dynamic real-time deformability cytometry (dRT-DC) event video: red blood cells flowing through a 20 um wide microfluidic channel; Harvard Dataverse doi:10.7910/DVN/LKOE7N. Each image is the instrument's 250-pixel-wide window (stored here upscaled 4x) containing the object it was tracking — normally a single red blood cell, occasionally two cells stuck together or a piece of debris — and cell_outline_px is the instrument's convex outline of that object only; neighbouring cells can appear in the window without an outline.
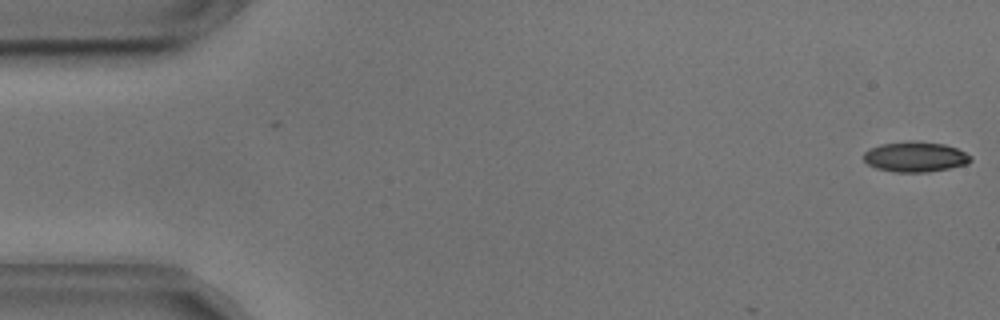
{"species": "common noctule bat (a hibernating species)", "species_latin": "Nyctalus noctula", "temperature_condition": "cold", "stored_images_in_passage": 4, "camera_frame_rate_fps": 3000, "um_per_image_px": 0.085, "animal": {"sex": "male", "body_mass_g": 17.9, "forearm_length_mm": 54.2}, "frame": {"image": 1, "passage_image": 1, "time_ms": 0.0, "image_size_px": [1000, 320], "cell_outline_px": [[972, 160], [968, 164], [928, 172], [896, 172], [876, 168], [868, 164], [864, 160], [864, 152], [868, 148], [880, 144], [912, 140], [944, 144], [956, 148], [972, 156]], "centroid_in_image_um": [77.79, 13.32], "position_along_channel_um": 7.2, "area_um2": 18.96}}